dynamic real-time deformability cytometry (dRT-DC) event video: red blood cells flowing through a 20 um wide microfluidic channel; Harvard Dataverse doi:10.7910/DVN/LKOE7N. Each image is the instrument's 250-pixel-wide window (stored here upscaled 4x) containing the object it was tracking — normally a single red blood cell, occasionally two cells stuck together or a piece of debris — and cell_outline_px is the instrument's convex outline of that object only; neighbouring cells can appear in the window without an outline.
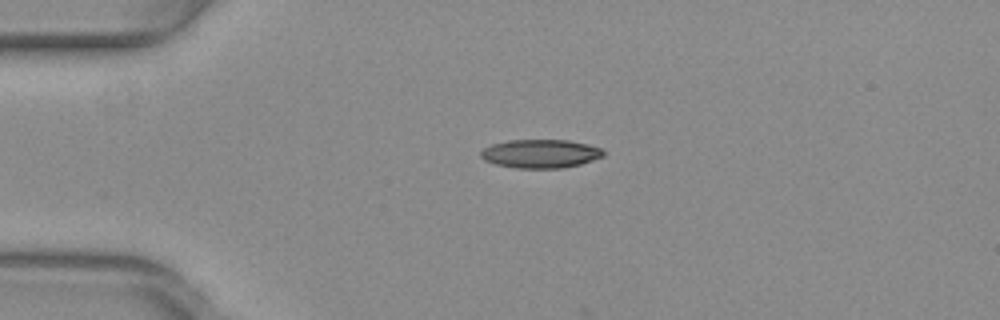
{"species": "common noctule bat (a hibernating species)", "species_latin": "Nyctalus noctula", "temperature_condition": "warm", "stored_images_in_passage": 40, "camera_frame_rate_fps": 3000, "um_per_image_px": 0.085, "animal": {"sex": "female", "body_mass_g": 29.2, "forearm_length_mm": 56.3}, "frame": {"image": 1, "passage_image": 1, "time_ms": 0.0, "image_size_px": [1000, 320], "cell_outline_px": [[604, 156], [580, 164], [564, 168], [516, 168], [496, 164], [484, 160], [480, 156], [480, 152], [484, 148], [492, 144], [508, 140], [568, 140], [588, 144], [600, 148], [604, 152]], "centroid_in_image_um": [45.93, 13.06], "position_along_channel_um": 39.1, "area_um2": 20.4}}
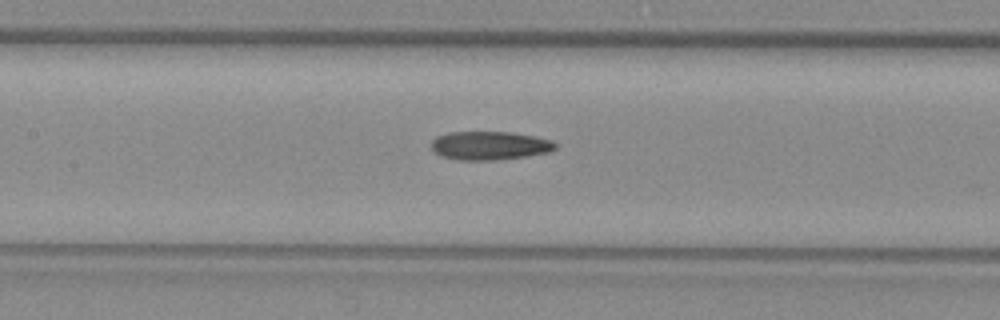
{"frame": {"image": 2, "passage_image": 13, "time_ms": 4.0, "image_size_px": [1000, 320], "cell_outline_px": [[556, 148], [548, 152], [528, 156], [496, 160], [460, 160], [440, 156], [432, 148], [432, 140], [436, 136], [448, 132], [512, 132], [536, 136], [552, 140], [556, 144]], "centroid_in_image_um": [41.63, 12.37], "position_along_channel_um": 165.8, "area_um2": 20.75}}
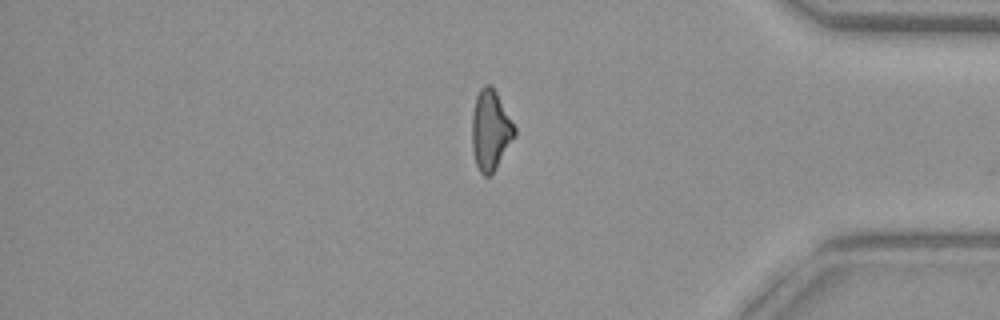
{"frame": {"image": 3, "passage_image": 32, "time_ms": 10.333, "image_size_px": [1000, 320], "cell_outline_px": [[516, 136], [492, 172], [488, 176], [484, 176], [480, 172], [476, 164], [472, 148], [472, 112], [476, 96], [480, 88], [484, 84], [492, 84], [516, 128]], "centroid_in_image_um": [41.68, 11.02], "position_along_channel_um": 393.5, "area_um2": 19.83}, "authors_computed_cell_mechanics": {"area_um2": 20.4612, "velocity_mm_per_s": 4.0128, "shape_relaxation_time_tau1_ms": null, "shape_relaxation_time_tau2_ms": 5.1105, "deformation_change_tau1": null, "deformation_change_tau2": 0.1459}}